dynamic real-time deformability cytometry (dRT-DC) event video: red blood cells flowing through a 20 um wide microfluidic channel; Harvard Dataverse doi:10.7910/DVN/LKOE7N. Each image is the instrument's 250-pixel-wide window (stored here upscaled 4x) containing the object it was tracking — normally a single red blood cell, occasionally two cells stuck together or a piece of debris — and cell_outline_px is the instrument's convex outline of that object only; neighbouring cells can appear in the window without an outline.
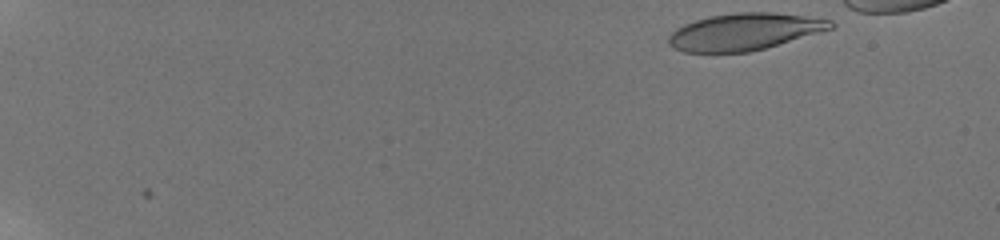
{"species": "human", "species_latin": "Homo sapiens", "temperature_condition": "room temperature", "stored_images_in_passage": 52, "camera_frame_rate_fps": 3000, "um_per_image_px": 0.085, "donor": {"sex": "male"}, "frame": {"image": 1, "passage_image": 2, "time_ms": 0.333, "image_size_px": [1000, 240], "cell_outline_px": [[836, 24], [832, 28], [820, 32], [764, 48], [748, 52], [684, 52], [668, 44], [668, 36], [676, 28], [684, 24], [708, 16], [736, 12], [776, 12], [832, 20]], "centroid_in_image_um": [63.26, 2.68], "position_along_channel_um": 21.7, "area_um2": 34.68}}
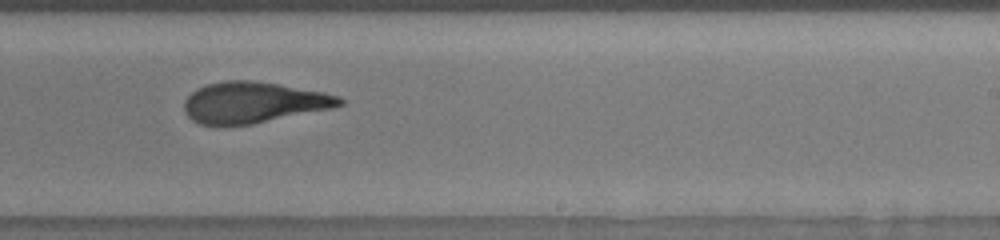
{"frame": {"image": 2, "passage_image": 35, "time_ms": 11.333, "image_size_px": [1000, 240], "cell_outline_px": [[344, 104], [332, 108], [252, 124], [200, 124], [192, 120], [184, 112], [184, 100], [196, 88], [208, 84], [224, 80], [252, 80], [324, 92], [340, 96], [344, 100]], "centroid_in_image_um": [21.54, 8.7], "position_along_channel_um": 267.5, "area_um2": 36.88}}
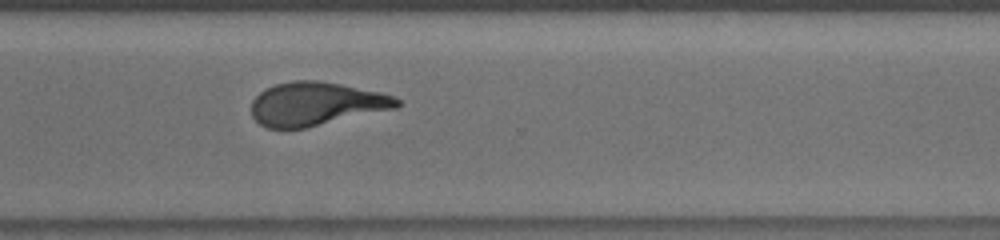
{"frame": {"image": 3, "passage_image": 41, "time_ms": 13.333, "image_size_px": [1000, 240], "cell_outline_px": [[400, 104], [396, 108], [304, 128], [268, 128], [260, 124], [252, 116], [252, 100], [260, 92], [276, 84], [292, 80], [316, 80], [340, 84], [380, 92], [392, 96], [400, 100]], "centroid_in_image_um": [26.84, 8.82], "position_along_channel_um": 343.8, "area_um2": 36.47}}